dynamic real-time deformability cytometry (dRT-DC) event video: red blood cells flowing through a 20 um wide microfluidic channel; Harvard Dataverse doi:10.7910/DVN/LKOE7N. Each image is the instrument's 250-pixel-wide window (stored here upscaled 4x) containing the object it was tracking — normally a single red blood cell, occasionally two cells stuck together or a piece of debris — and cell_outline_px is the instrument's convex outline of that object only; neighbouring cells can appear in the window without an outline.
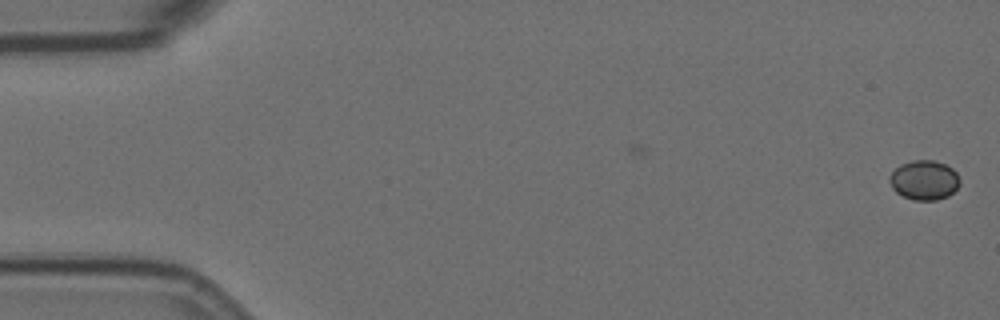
{"species": "Egyptian fruit bat (a non-hibernating species)", "species_latin": "Rousettus aegyptiacus", "temperature_condition": "room temperature", "stored_images_in_passage": 7, "camera_frame_rate_fps": 3000, "um_per_image_px": 0.085, "animal": {"sex": "female"}, "frame": {"image": 1, "passage_image": 1, "time_ms": 0.0, "image_size_px": [1000, 320], "cell_outline_px": [[960, 184], [948, 196], [936, 200], [916, 200], [904, 196], [896, 192], [892, 188], [888, 180], [888, 176], [900, 164], [912, 160], [932, 160], [944, 164], [952, 168], [956, 172], [960, 180]], "centroid_in_image_um": [78.54, 15.3], "position_along_channel_um": 6.5, "area_um2": 16.18}}